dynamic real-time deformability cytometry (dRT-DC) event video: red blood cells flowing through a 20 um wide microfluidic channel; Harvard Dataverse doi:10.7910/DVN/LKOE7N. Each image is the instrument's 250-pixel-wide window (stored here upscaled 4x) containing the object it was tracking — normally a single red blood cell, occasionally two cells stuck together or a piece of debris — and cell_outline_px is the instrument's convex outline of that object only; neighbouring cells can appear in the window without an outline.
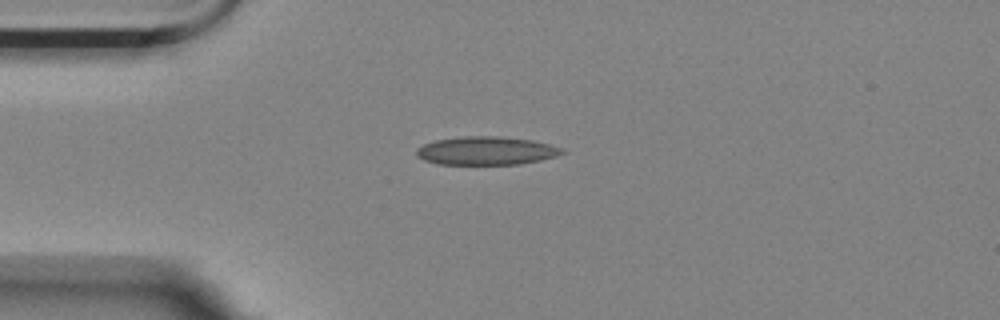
{"species": "Egyptian fruit bat (a non-hibernating species)", "species_latin": "Rousettus aegyptiacus", "temperature_condition": "room temperature", "stored_images_in_passage": 43, "camera_frame_rate_fps": 3000, "um_per_image_px": 0.085, "animal": {"sex": "female"}, "frame": {"image": 1, "passage_image": 1, "time_ms": 0.0, "image_size_px": [1000, 320], "cell_outline_px": [[564, 152], [556, 156], [540, 160], [520, 164], [436, 164], [424, 160], [416, 156], [416, 148], [424, 144], [436, 140], [460, 136], [500, 136], [532, 140], [564, 148]], "centroid_in_image_um": [41.31, 12.81], "position_along_channel_um": 43.7, "area_um2": 24.1}}
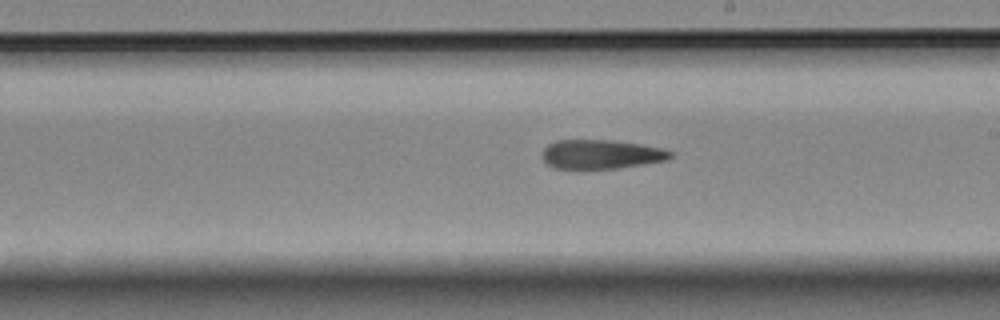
{"frame": {"image": 2, "passage_image": 19, "time_ms": 6.0, "image_size_px": [1000, 320], "cell_outline_px": [[676, 152], [668, 160], [616, 168], [556, 168], [548, 164], [544, 160], [544, 148], [548, 144], [556, 140], [612, 140], [640, 144], [664, 148]], "centroid_in_image_um": [51.16, 13.1], "position_along_channel_um": 237.8, "area_um2": 21.62}}
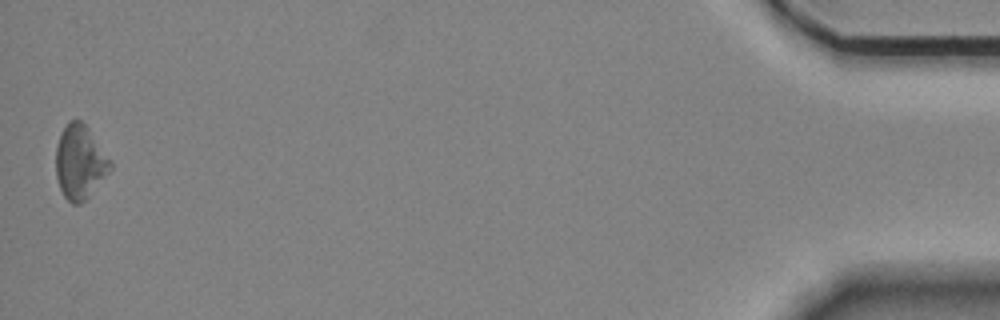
{"frame": {"image": 3, "passage_image": 43, "time_ms": 14.0, "image_size_px": [1000, 320], "cell_outline_px": [[112, 168], [88, 196], [80, 204], [72, 204], [64, 196], [60, 188], [56, 176], [56, 148], [60, 136], [68, 120], [80, 120], [88, 128], [112, 160]], "centroid_in_image_um": [6.8, 13.77], "position_along_channel_um": 428.4, "area_um2": 23.24}}